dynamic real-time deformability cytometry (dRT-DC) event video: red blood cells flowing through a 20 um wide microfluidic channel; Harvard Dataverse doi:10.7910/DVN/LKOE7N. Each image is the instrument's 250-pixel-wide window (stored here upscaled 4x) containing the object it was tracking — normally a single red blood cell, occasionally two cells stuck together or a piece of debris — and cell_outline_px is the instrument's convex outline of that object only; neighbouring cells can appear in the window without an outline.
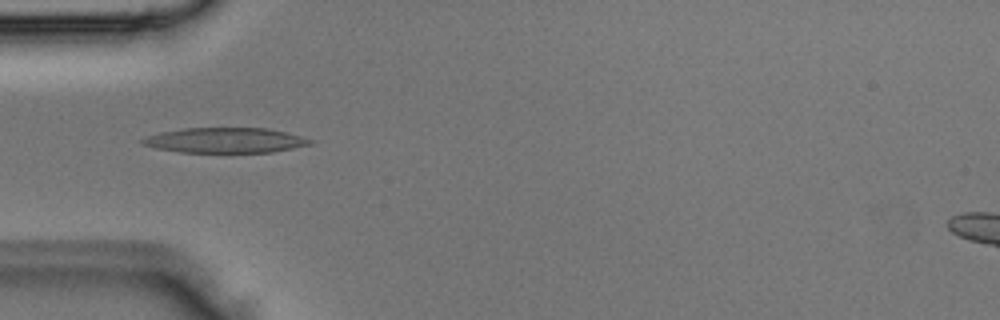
{"species": "Egyptian fruit bat (a non-hibernating species)", "species_latin": "Rousettus aegyptiacus", "temperature_condition": "room temperature", "stored_images_in_passage": 4, "camera_frame_rate_fps": 3000, "um_per_image_px": 0.085, "animal": {"sex": "male"}, "frame": {"image": 1, "passage_image": 4, "time_ms": 1.0, "image_size_px": [1000, 320], "cell_outline_px": [[312, 144], [272, 152], [180, 152], [156, 148], [144, 144], [140, 140], [148, 136], [160, 132], [184, 128], [268, 128], [300, 136], [312, 140]], "centroid_in_image_um": [19.14, 11.92], "position_along_channel_um": 65.9, "area_um2": 24.28}}